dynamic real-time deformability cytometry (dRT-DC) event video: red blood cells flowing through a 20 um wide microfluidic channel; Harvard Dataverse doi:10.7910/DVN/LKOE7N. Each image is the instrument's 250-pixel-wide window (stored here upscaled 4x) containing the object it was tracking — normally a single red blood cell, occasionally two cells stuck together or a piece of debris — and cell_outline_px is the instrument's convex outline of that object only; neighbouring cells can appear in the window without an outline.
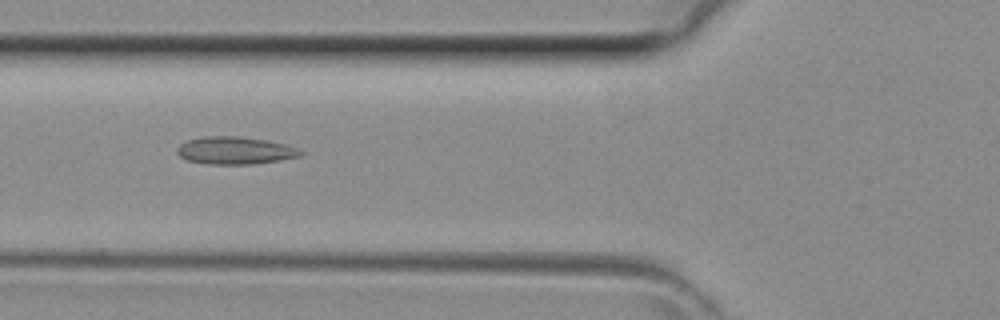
{"species": "common noctule bat (a hibernating species)", "species_latin": "Nyctalus noctula", "temperature_condition": "room temperature", "stored_images_in_passage": 35, "camera_frame_rate_fps": 3000, "um_per_image_px": 0.085, "animal": {"sex": "female", "body_mass_g": 29.2, "forearm_length_mm": 56.3}, "frame": {"image": 1, "passage_image": 8, "time_ms": 2.333, "image_size_px": [1000, 320], "cell_outline_px": [[304, 152], [300, 156], [280, 160], [256, 164], [204, 164], [188, 160], [180, 156], [176, 152], [176, 148], [180, 144], [188, 140], [204, 136], [236, 136], [264, 140], [284, 144], [296, 148]], "centroid_in_image_um": [19.95, 12.8], "position_along_channel_um": 105.9, "area_um2": 19.71}}
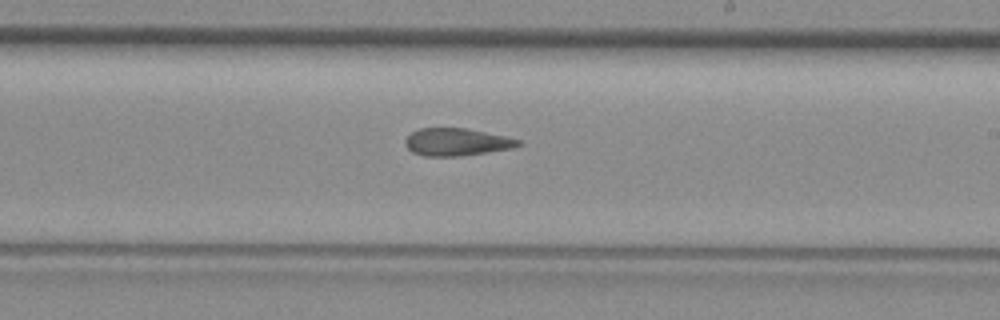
{"frame": {"image": 2, "passage_image": 17, "time_ms": 5.333, "image_size_px": [1000, 320], "cell_outline_px": [[524, 144], [516, 148], [460, 156], [424, 156], [412, 152], [404, 144], [404, 140], [412, 132], [420, 128], [468, 128], [504, 136], [520, 140]], "centroid_in_image_um": [38.84, 12.07], "position_along_channel_um": 250.2, "area_um2": 18.26}}
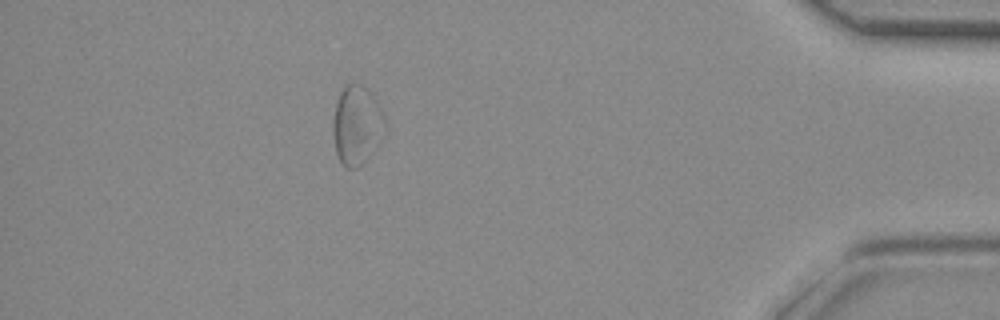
{"frame": {"image": 3, "passage_image": 30, "time_ms": 9.667, "image_size_px": [1000, 320], "cell_outline_px": [[384, 136], [376, 148], [356, 168], [348, 168], [340, 164], [336, 152], [332, 132], [332, 120], [336, 104], [340, 92], [352, 80], [360, 84], [372, 96]], "centroid_in_image_um": [30.22, 10.68], "position_along_channel_um": 405.0, "area_um2": 22.89}}